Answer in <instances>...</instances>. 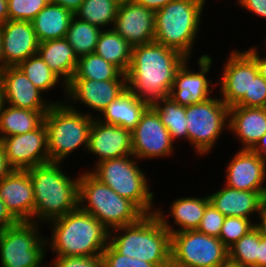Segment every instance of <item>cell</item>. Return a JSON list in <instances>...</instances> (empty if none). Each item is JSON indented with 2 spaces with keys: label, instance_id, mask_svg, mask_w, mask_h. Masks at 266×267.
<instances>
[{
  "label": "cell",
  "instance_id": "26",
  "mask_svg": "<svg viewBox=\"0 0 266 267\" xmlns=\"http://www.w3.org/2000/svg\"><path fill=\"white\" fill-rule=\"evenodd\" d=\"M209 198L186 197L178 198L172 203L170 216L174 218V223L180 226V229L171 228L166 215L161 209L155 210V215L159 218L162 225L172 234L186 230H196L202 220L206 206L209 204Z\"/></svg>",
  "mask_w": 266,
  "mask_h": 267
},
{
  "label": "cell",
  "instance_id": "9",
  "mask_svg": "<svg viewBox=\"0 0 266 267\" xmlns=\"http://www.w3.org/2000/svg\"><path fill=\"white\" fill-rule=\"evenodd\" d=\"M228 248L217 237L196 230L171 234V267H220Z\"/></svg>",
  "mask_w": 266,
  "mask_h": 267
},
{
  "label": "cell",
  "instance_id": "4",
  "mask_svg": "<svg viewBox=\"0 0 266 267\" xmlns=\"http://www.w3.org/2000/svg\"><path fill=\"white\" fill-rule=\"evenodd\" d=\"M125 231L109 236V244L121 255L171 267V233L154 214L144 215L138 222L113 229Z\"/></svg>",
  "mask_w": 266,
  "mask_h": 267
},
{
  "label": "cell",
  "instance_id": "53",
  "mask_svg": "<svg viewBox=\"0 0 266 267\" xmlns=\"http://www.w3.org/2000/svg\"><path fill=\"white\" fill-rule=\"evenodd\" d=\"M4 105H5V101H4L3 84H2V79L0 75V112Z\"/></svg>",
  "mask_w": 266,
  "mask_h": 267
},
{
  "label": "cell",
  "instance_id": "28",
  "mask_svg": "<svg viewBox=\"0 0 266 267\" xmlns=\"http://www.w3.org/2000/svg\"><path fill=\"white\" fill-rule=\"evenodd\" d=\"M148 105L138 99L128 89L116 100L112 101L102 112L104 117L99 121L114 124L132 131L139 123L141 115Z\"/></svg>",
  "mask_w": 266,
  "mask_h": 267
},
{
  "label": "cell",
  "instance_id": "47",
  "mask_svg": "<svg viewBox=\"0 0 266 267\" xmlns=\"http://www.w3.org/2000/svg\"><path fill=\"white\" fill-rule=\"evenodd\" d=\"M13 169L10 167L5 155V149L0 142V181H2Z\"/></svg>",
  "mask_w": 266,
  "mask_h": 267
},
{
  "label": "cell",
  "instance_id": "37",
  "mask_svg": "<svg viewBox=\"0 0 266 267\" xmlns=\"http://www.w3.org/2000/svg\"><path fill=\"white\" fill-rule=\"evenodd\" d=\"M254 228L255 223L252 224L250 219L235 216L225 217L219 239L229 248Z\"/></svg>",
  "mask_w": 266,
  "mask_h": 267
},
{
  "label": "cell",
  "instance_id": "33",
  "mask_svg": "<svg viewBox=\"0 0 266 267\" xmlns=\"http://www.w3.org/2000/svg\"><path fill=\"white\" fill-rule=\"evenodd\" d=\"M152 107L160 116L161 122L169 131L173 142L174 139L181 137L188 140L185 106L177 104L170 96H168L157 101Z\"/></svg>",
  "mask_w": 266,
  "mask_h": 267
},
{
  "label": "cell",
  "instance_id": "11",
  "mask_svg": "<svg viewBox=\"0 0 266 267\" xmlns=\"http://www.w3.org/2000/svg\"><path fill=\"white\" fill-rule=\"evenodd\" d=\"M186 121L188 141L198 154L205 155L213 148L224 127L228 128L229 107L221 99L210 97L186 106Z\"/></svg>",
  "mask_w": 266,
  "mask_h": 267
},
{
  "label": "cell",
  "instance_id": "10",
  "mask_svg": "<svg viewBox=\"0 0 266 267\" xmlns=\"http://www.w3.org/2000/svg\"><path fill=\"white\" fill-rule=\"evenodd\" d=\"M37 224L19 221L0 231L1 267H45L41 265L48 243L39 237Z\"/></svg>",
  "mask_w": 266,
  "mask_h": 267
},
{
  "label": "cell",
  "instance_id": "3",
  "mask_svg": "<svg viewBox=\"0 0 266 267\" xmlns=\"http://www.w3.org/2000/svg\"><path fill=\"white\" fill-rule=\"evenodd\" d=\"M51 250L57 256L102 255L109 244V230L93 215L79 207L51 221Z\"/></svg>",
  "mask_w": 266,
  "mask_h": 267
},
{
  "label": "cell",
  "instance_id": "40",
  "mask_svg": "<svg viewBox=\"0 0 266 267\" xmlns=\"http://www.w3.org/2000/svg\"><path fill=\"white\" fill-rule=\"evenodd\" d=\"M235 106L266 108V80L260 74L252 77L250 96H244Z\"/></svg>",
  "mask_w": 266,
  "mask_h": 267
},
{
  "label": "cell",
  "instance_id": "54",
  "mask_svg": "<svg viewBox=\"0 0 266 267\" xmlns=\"http://www.w3.org/2000/svg\"><path fill=\"white\" fill-rule=\"evenodd\" d=\"M5 68L4 58L2 54V38L0 34V72Z\"/></svg>",
  "mask_w": 266,
  "mask_h": 267
},
{
  "label": "cell",
  "instance_id": "16",
  "mask_svg": "<svg viewBox=\"0 0 266 267\" xmlns=\"http://www.w3.org/2000/svg\"><path fill=\"white\" fill-rule=\"evenodd\" d=\"M95 118L91 124L88 151L101 161L126 157L132 154V131L114 124H106Z\"/></svg>",
  "mask_w": 266,
  "mask_h": 267
},
{
  "label": "cell",
  "instance_id": "46",
  "mask_svg": "<svg viewBox=\"0 0 266 267\" xmlns=\"http://www.w3.org/2000/svg\"><path fill=\"white\" fill-rule=\"evenodd\" d=\"M137 4L156 12L174 0H134Z\"/></svg>",
  "mask_w": 266,
  "mask_h": 267
},
{
  "label": "cell",
  "instance_id": "15",
  "mask_svg": "<svg viewBox=\"0 0 266 267\" xmlns=\"http://www.w3.org/2000/svg\"><path fill=\"white\" fill-rule=\"evenodd\" d=\"M154 20V11L131 0L118 7L112 28L134 47L154 41Z\"/></svg>",
  "mask_w": 266,
  "mask_h": 267
},
{
  "label": "cell",
  "instance_id": "51",
  "mask_svg": "<svg viewBox=\"0 0 266 267\" xmlns=\"http://www.w3.org/2000/svg\"><path fill=\"white\" fill-rule=\"evenodd\" d=\"M261 223L255 224V228L260 232V235L266 238V204L262 207L261 212L258 214Z\"/></svg>",
  "mask_w": 266,
  "mask_h": 267
},
{
  "label": "cell",
  "instance_id": "42",
  "mask_svg": "<svg viewBox=\"0 0 266 267\" xmlns=\"http://www.w3.org/2000/svg\"><path fill=\"white\" fill-rule=\"evenodd\" d=\"M56 257L53 267H103L102 255Z\"/></svg>",
  "mask_w": 266,
  "mask_h": 267
},
{
  "label": "cell",
  "instance_id": "48",
  "mask_svg": "<svg viewBox=\"0 0 266 267\" xmlns=\"http://www.w3.org/2000/svg\"><path fill=\"white\" fill-rule=\"evenodd\" d=\"M256 267H266V238L260 235L258 244V257H256Z\"/></svg>",
  "mask_w": 266,
  "mask_h": 267
},
{
  "label": "cell",
  "instance_id": "2",
  "mask_svg": "<svg viewBox=\"0 0 266 267\" xmlns=\"http://www.w3.org/2000/svg\"><path fill=\"white\" fill-rule=\"evenodd\" d=\"M27 171L33 184V222L53 221L78 208L79 177L70 179L59 162H48Z\"/></svg>",
  "mask_w": 266,
  "mask_h": 267
},
{
  "label": "cell",
  "instance_id": "6",
  "mask_svg": "<svg viewBox=\"0 0 266 267\" xmlns=\"http://www.w3.org/2000/svg\"><path fill=\"white\" fill-rule=\"evenodd\" d=\"M204 4L205 0H174L156 11L154 41L188 59L200 29Z\"/></svg>",
  "mask_w": 266,
  "mask_h": 267
},
{
  "label": "cell",
  "instance_id": "19",
  "mask_svg": "<svg viewBox=\"0 0 266 267\" xmlns=\"http://www.w3.org/2000/svg\"><path fill=\"white\" fill-rule=\"evenodd\" d=\"M64 89L71 100H79L81 104L84 103L102 113L112 101L128 89V86L127 80L70 79Z\"/></svg>",
  "mask_w": 266,
  "mask_h": 267
},
{
  "label": "cell",
  "instance_id": "29",
  "mask_svg": "<svg viewBox=\"0 0 266 267\" xmlns=\"http://www.w3.org/2000/svg\"><path fill=\"white\" fill-rule=\"evenodd\" d=\"M47 112L3 106L0 112V139L34 131L43 123Z\"/></svg>",
  "mask_w": 266,
  "mask_h": 267
},
{
  "label": "cell",
  "instance_id": "56",
  "mask_svg": "<svg viewBox=\"0 0 266 267\" xmlns=\"http://www.w3.org/2000/svg\"><path fill=\"white\" fill-rule=\"evenodd\" d=\"M113 2H115L117 5H123L125 4L126 2H129L131 0H112Z\"/></svg>",
  "mask_w": 266,
  "mask_h": 267
},
{
  "label": "cell",
  "instance_id": "25",
  "mask_svg": "<svg viewBox=\"0 0 266 267\" xmlns=\"http://www.w3.org/2000/svg\"><path fill=\"white\" fill-rule=\"evenodd\" d=\"M37 53L54 74L59 78L62 77V83L66 86L75 74L79 59L67 39L61 38L40 42Z\"/></svg>",
  "mask_w": 266,
  "mask_h": 267
},
{
  "label": "cell",
  "instance_id": "55",
  "mask_svg": "<svg viewBox=\"0 0 266 267\" xmlns=\"http://www.w3.org/2000/svg\"><path fill=\"white\" fill-rule=\"evenodd\" d=\"M220 267H243L240 264H237L235 262H232L230 260H227L224 264H222Z\"/></svg>",
  "mask_w": 266,
  "mask_h": 267
},
{
  "label": "cell",
  "instance_id": "18",
  "mask_svg": "<svg viewBox=\"0 0 266 267\" xmlns=\"http://www.w3.org/2000/svg\"><path fill=\"white\" fill-rule=\"evenodd\" d=\"M5 68L37 54L39 41L31 21L7 20L0 26Z\"/></svg>",
  "mask_w": 266,
  "mask_h": 267
},
{
  "label": "cell",
  "instance_id": "30",
  "mask_svg": "<svg viewBox=\"0 0 266 267\" xmlns=\"http://www.w3.org/2000/svg\"><path fill=\"white\" fill-rule=\"evenodd\" d=\"M132 49L133 47L122 36L110 28L102 29L94 53L126 74L131 64Z\"/></svg>",
  "mask_w": 266,
  "mask_h": 267
},
{
  "label": "cell",
  "instance_id": "36",
  "mask_svg": "<svg viewBox=\"0 0 266 267\" xmlns=\"http://www.w3.org/2000/svg\"><path fill=\"white\" fill-rule=\"evenodd\" d=\"M260 232L254 228L228 248V260L243 267H256Z\"/></svg>",
  "mask_w": 266,
  "mask_h": 267
},
{
  "label": "cell",
  "instance_id": "20",
  "mask_svg": "<svg viewBox=\"0 0 266 267\" xmlns=\"http://www.w3.org/2000/svg\"><path fill=\"white\" fill-rule=\"evenodd\" d=\"M226 186L247 191L266 192V159L250 149H241L229 163Z\"/></svg>",
  "mask_w": 266,
  "mask_h": 267
},
{
  "label": "cell",
  "instance_id": "27",
  "mask_svg": "<svg viewBox=\"0 0 266 267\" xmlns=\"http://www.w3.org/2000/svg\"><path fill=\"white\" fill-rule=\"evenodd\" d=\"M73 16L61 5L49 2L31 21L39 43L65 38Z\"/></svg>",
  "mask_w": 266,
  "mask_h": 267
},
{
  "label": "cell",
  "instance_id": "23",
  "mask_svg": "<svg viewBox=\"0 0 266 267\" xmlns=\"http://www.w3.org/2000/svg\"><path fill=\"white\" fill-rule=\"evenodd\" d=\"M209 202L225 217L249 218L259 214L266 204V192L237 190L225 185L223 189L208 196Z\"/></svg>",
  "mask_w": 266,
  "mask_h": 267
},
{
  "label": "cell",
  "instance_id": "34",
  "mask_svg": "<svg viewBox=\"0 0 266 267\" xmlns=\"http://www.w3.org/2000/svg\"><path fill=\"white\" fill-rule=\"evenodd\" d=\"M118 7L112 0H84L74 16L103 28L114 25Z\"/></svg>",
  "mask_w": 266,
  "mask_h": 267
},
{
  "label": "cell",
  "instance_id": "12",
  "mask_svg": "<svg viewBox=\"0 0 266 267\" xmlns=\"http://www.w3.org/2000/svg\"><path fill=\"white\" fill-rule=\"evenodd\" d=\"M173 144L160 116L152 106H148L132 130V154L140 160L164 157L173 153Z\"/></svg>",
  "mask_w": 266,
  "mask_h": 267
},
{
  "label": "cell",
  "instance_id": "50",
  "mask_svg": "<svg viewBox=\"0 0 266 267\" xmlns=\"http://www.w3.org/2000/svg\"><path fill=\"white\" fill-rule=\"evenodd\" d=\"M257 153L260 157L266 159V133L257 141V143L250 149Z\"/></svg>",
  "mask_w": 266,
  "mask_h": 267
},
{
  "label": "cell",
  "instance_id": "35",
  "mask_svg": "<svg viewBox=\"0 0 266 267\" xmlns=\"http://www.w3.org/2000/svg\"><path fill=\"white\" fill-rule=\"evenodd\" d=\"M18 67L41 92L55 87L60 80L38 53L21 62Z\"/></svg>",
  "mask_w": 266,
  "mask_h": 267
},
{
  "label": "cell",
  "instance_id": "5",
  "mask_svg": "<svg viewBox=\"0 0 266 267\" xmlns=\"http://www.w3.org/2000/svg\"><path fill=\"white\" fill-rule=\"evenodd\" d=\"M78 202L81 210L96 217L109 231L134 224L145 215L133 202L119 196L91 172L79 177ZM84 202H87L86 206L82 204Z\"/></svg>",
  "mask_w": 266,
  "mask_h": 267
},
{
  "label": "cell",
  "instance_id": "45",
  "mask_svg": "<svg viewBox=\"0 0 266 267\" xmlns=\"http://www.w3.org/2000/svg\"><path fill=\"white\" fill-rule=\"evenodd\" d=\"M257 47L252 48L250 50H246L245 52L254 60L256 66L258 68V73L266 80V57H259Z\"/></svg>",
  "mask_w": 266,
  "mask_h": 267
},
{
  "label": "cell",
  "instance_id": "24",
  "mask_svg": "<svg viewBox=\"0 0 266 267\" xmlns=\"http://www.w3.org/2000/svg\"><path fill=\"white\" fill-rule=\"evenodd\" d=\"M230 129L243 143L242 149H251L266 133V108L229 107Z\"/></svg>",
  "mask_w": 266,
  "mask_h": 267
},
{
  "label": "cell",
  "instance_id": "44",
  "mask_svg": "<svg viewBox=\"0 0 266 267\" xmlns=\"http://www.w3.org/2000/svg\"><path fill=\"white\" fill-rule=\"evenodd\" d=\"M19 221L7 209L4 201L0 198V231L14 226Z\"/></svg>",
  "mask_w": 266,
  "mask_h": 267
},
{
  "label": "cell",
  "instance_id": "38",
  "mask_svg": "<svg viewBox=\"0 0 266 267\" xmlns=\"http://www.w3.org/2000/svg\"><path fill=\"white\" fill-rule=\"evenodd\" d=\"M49 0H7L8 20L32 21Z\"/></svg>",
  "mask_w": 266,
  "mask_h": 267
},
{
  "label": "cell",
  "instance_id": "52",
  "mask_svg": "<svg viewBox=\"0 0 266 267\" xmlns=\"http://www.w3.org/2000/svg\"><path fill=\"white\" fill-rule=\"evenodd\" d=\"M8 20L7 0H0V26Z\"/></svg>",
  "mask_w": 266,
  "mask_h": 267
},
{
  "label": "cell",
  "instance_id": "32",
  "mask_svg": "<svg viewBox=\"0 0 266 267\" xmlns=\"http://www.w3.org/2000/svg\"><path fill=\"white\" fill-rule=\"evenodd\" d=\"M101 29L73 16L65 38L79 58L94 53Z\"/></svg>",
  "mask_w": 266,
  "mask_h": 267
},
{
  "label": "cell",
  "instance_id": "31",
  "mask_svg": "<svg viewBox=\"0 0 266 267\" xmlns=\"http://www.w3.org/2000/svg\"><path fill=\"white\" fill-rule=\"evenodd\" d=\"M71 79H90L95 81L127 80L126 74L118 67L105 61L95 53L79 57L75 74Z\"/></svg>",
  "mask_w": 266,
  "mask_h": 267
},
{
  "label": "cell",
  "instance_id": "13",
  "mask_svg": "<svg viewBox=\"0 0 266 267\" xmlns=\"http://www.w3.org/2000/svg\"><path fill=\"white\" fill-rule=\"evenodd\" d=\"M0 142L13 170H28L50 162L44 123L32 132L1 138Z\"/></svg>",
  "mask_w": 266,
  "mask_h": 267
},
{
  "label": "cell",
  "instance_id": "17",
  "mask_svg": "<svg viewBox=\"0 0 266 267\" xmlns=\"http://www.w3.org/2000/svg\"><path fill=\"white\" fill-rule=\"evenodd\" d=\"M212 59L209 55L200 56L198 59L199 73L188 68V60L181 65L169 94L177 104L186 107L210 98L209 85L212 80L208 81L205 74L210 70Z\"/></svg>",
  "mask_w": 266,
  "mask_h": 267
},
{
  "label": "cell",
  "instance_id": "49",
  "mask_svg": "<svg viewBox=\"0 0 266 267\" xmlns=\"http://www.w3.org/2000/svg\"><path fill=\"white\" fill-rule=\"evenodd\" d=\"M51 3L61 5L73 14L79 9L84 0H49Z\"/></svg>",
  "mask_w": 266,
  "mask_h": 267
},
{
  "label": "cell",
  "instance_id": "41",
  "mask_svg": "<svg viewBox=\"0 0 266 267\" xmlns=\"http://www.w3.org/2000/svg\"><path fill=\"white\" fill-rule=\"evenodd\" d=\"M224 219L225 216L209 203L197 230L208 236L219 238Z\"/></svg>",
  "mask_w": 266,
  "mask_h": 267
},
{
  "label": "cell",
  "instance_id": "8",
  "mask_svg": "<svg viewBox=\"0 0 266 267\" xmlns=\"http://www.w3.org/2000/svg\"><path fill=\"white\" fill-rule=\"evenodd\" d=\"M134 158V155H129L101 161L91 173L119 196L133 202L145 215L154 214V193L150 191L146 175Z\"/></svg>",
  "mask_w": 266,
  "mask_h": 267
},
{
  "label": "cell",
  "instance_id": "14",
  "mask_svg": "<svg viewBox=\"0 0 266 267\" xmlns=\"http://www.w3.org/2000/svg\"><path fill=\"white\" fill-rule=\"evenodd\" d=\"M258 74L256 63L245 51H233L224 66L221 78V100L228 107H232L244 96H250L252 77Z\"/></svg>",
  "mask_w": 266,
  "mask_h": 267
},
{
  "label": "cell",
  "instance_id": "7",
  "mask_svg": "<svg viewBox=\"0 0 266 267\" xmlns=\"http://www.w3.org/2000/svg\"><path fill=\"white\" fill-rule=\"evenodd\" d=\"M95 117L82 114L71 104L53 103L44 115L50 162L61 163L80 146L88 149L89 131Z\"/></svg>",
  "mask_w": 266,
  "mask_h": 267
},
{
  "label": "cell",
  "instance_id": "43",
  "mask_svg": "<svg viewBox=\"0 0 266 267\" xmlns=\"http://www.w3.org/2000/svg\"><path fill=\"white\" fill-rule=\"evenodd\" d=\"M238 2L246 10L266 18V0H238Z\"/></svg>",
  "mask_w": 266,
  "mask_h": 267
},
{
  "label": "cell",
  "instance_id": "21",
  "mask_svg": "<svg viewBox=\"0 0 266 267\" xmlns=\"http://www.w3.org/2000/svg\"><path fill=\"white\" fill-rule=\"evenodd\" d=\"M0 198L18 221L33 222V184L27 170H12L0 181Z\"/></svg>",
  "mask_w": 266,
  "mask_h": 267
},
{
  "label": "cell",
  "instance_id": "22",
  "mask_svg": "<svg viewBox=\"0 0 266 267\" xmlns=\"http://www.w3.org/2000/svg\"><path fill=\"white\" fill-rule=\"evenodd\" d=\"M4 101L15 108L48 111L53 102H43L41 91L25 76L18 66H9L1 72Z\"/></svg>",
  "mask_w": 266,
  "mask_h": 267
},
{
  "label": "cell",
  "instance_id": "39",
  "mask_svg": "<svg viewBox=\"0 0 266 267\" xmlns=\"http://www.w3.org/2000/svg\"><path fill=\"white\" fill-rule=\"evenodd\" d=\"M103 267H157L155 264L119 254L110 244L102 253Z\"/></svg>",
  "mask_w": 266,
  "mask_h": 267
},
{
  "label": "cell",
  "instance_id": "1",
  "mask_svg": "<svg viewBox=\"0 0 266 267\" xmlns=\"http://www.w3.org/2000/svg\"><path fill=\"white\" fill-rule=\"evenodd\" d=\"M189 60L155 41L134 46L126 73L128 90L148 106L168 97L181 65Z\"/></svg>",
  "mask_w": 266,
  "mask_h": 267
}]
</instances>
